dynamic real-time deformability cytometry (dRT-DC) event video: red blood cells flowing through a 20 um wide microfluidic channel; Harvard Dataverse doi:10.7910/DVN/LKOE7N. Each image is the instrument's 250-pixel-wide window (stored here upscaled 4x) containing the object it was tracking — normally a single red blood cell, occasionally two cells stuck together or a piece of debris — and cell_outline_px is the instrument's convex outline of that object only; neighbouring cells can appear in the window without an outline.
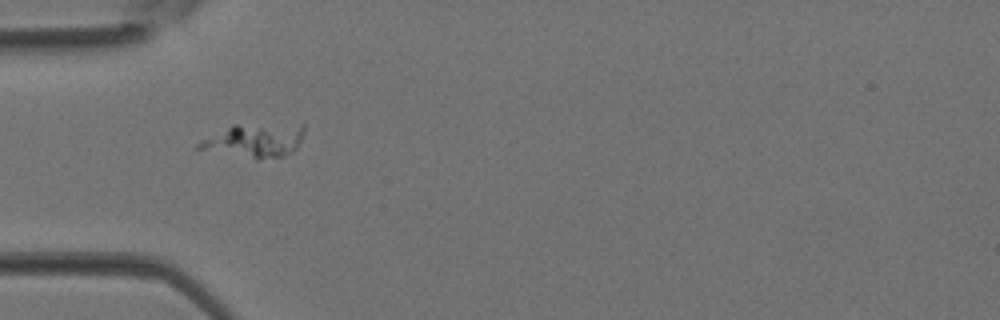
{"species": "Egyptian fruit bat (a non-hibernating species)", "species_latin": "Rousettus aegyptiacus", "temperature_condition": "room temperature", "stored_images_in_passage": 4, "camera_frame_rate_fps": 3000, "um_per_image_px": 0.085, "animal": {"sex": "female"}, "frame": {"image": 1, "passage_image": 4, "time_ms": 1.0, "image_size_px": [1000, 320], "cell_outline_px": [[304, 132], [296, 148], [292, 152], [284, 156], [256, 160], [196, 148], [196, 144], [232, 124], [304, 124]], "centroid_in_image_um": [21.67, 11.94], "position_along_channel_um": 63.3, "area_um2": 20.69}}